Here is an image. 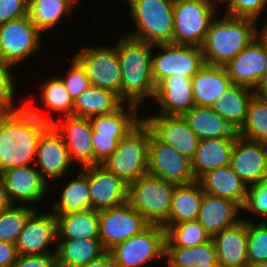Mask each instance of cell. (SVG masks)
Returning <instances> with one entry per match:
<instances>
[{
  "mask_svg": "<svg viewBox=\"0 0 267 267\" xmlns=\"http://www.w3.org/2000/svg\"><path fill=\"white\" fill-rule=\"evenodd\" d=\"M25 103L17 111L0 114V173L12 167L33 165L39 138L54 122L31 103Z\"/></svg>",
  "mask_w": 267,
  "mask_h": 267,
  "instance_id": "1",
  "label": "cell"
},
{
  "mask_svg": "<svg viewBox=\"0 0 267 267\" xmlns=\"http://www.w3.org/2000/svg\"><path fill=\"white\" fill-rule=\"evenodd\" d=\"M154 44L130 36L117 40V53L121 66V100L141 106L146 98H154L156 85L152 77Z\"/></svg>",
  "mask_w": 267,
  "mask_h": 267,
  "instance_id": "2",
  "label": "cell"
},
{
  "mask_svg": "<svg viewBox=\"0 0 267 267\" xmlns=\"http://www.w3.org/2000/svg\"><path fill=\"white\" fill-rule=\"evenodd\" d=\"M255 23L253 19L226 14L216 17L201 46L205 64L225 66L264 31L263 27L258 30Z\"/></svg>",
  "mask_w": 267,
  "mask_h": 267,
  "instance_id": "3",
  "label": "cell"
},
{
  "mask_svg": "<svg viewBox=\"0 0 267 267\" xmlns=\"http://www.w3.org/2000/svg\"><path fill=\"white\" fill-rule=\"evenodd\" d=\"M150 128L142 120L118 141L112 155L102 164L127 185L148 174Z\"/></svg>",
  "mask_w": 267,
  "mask_h": 267,
  "instance_id": "4",
  "label": "cell"
},
{
  "mask_svg": "<svg viewBox=\"0 0 267 267\" xmlns=\"http://www.w3.org/2000/svg\"><path fill=\"white\" fill-rule=\"evenodd\" d=\"M136 31L127 34L152 44L172 43V0H127Z\"/></svg>",
  "mask_w": 267,
  "mask_h": 267,
  "instance_id": "5",
  "label": "cell"
},
{
  "mask_svg": "<svg viewBox=\"0 0 267 267\" xmlns=\"http://www.w3.org/2000/svg\"><path fill=\"white\" fill-rule=\"evenodd\" d=\"M175 186L146 174L128 185L127 202L151 225L163 226L169 218Z\"/></svg>",
  "mask_w": 267,
  "mask_h": 267,
  "instance_id": "6",
  "label": "cell"
},
{
  "mask_svg": "<svg viewBox=\"0 0 267 267\" xmlns=\"http://www.w3.org/2000/svg\"><path fill=\"white\" fill-rule=\"evenodd\" d=\"M217 5L210 0L173 3V44L201 47L216 18Z\"/></svg>",
  "mask_w": 267,
  "mask_h": 267,
  "instance_id": "7",
  "label": "cell"
},
{
  "mask_svg": "<svg viewBox=\"0 0 267 267\" xmlns=\"http://www.w3.org/2000/svg\"><path fill=\"white\" fill-rule=\"evenodd\" d=\"M166 230L150 225L143 232L115 245L109 250L115 267H142L153 260L164 258Z\"/></svg>",
  "mask_w": 267,
  "mask_h": 267,
  "instance_id": "8",
  "label": "cell"
},
{
  "mask_svg": "<svg viewBox=\"0 0 267 267\" xmlns=\"http://www.w3.org/2000/svg\"><path fill=\"white\" fill-rule=\"evenodd\" d=\"M42 32L29 15L0 24V62L17 66L41 48Z\"/></svg>",
  "mask_w": 267,
  "mask_h": 267,
  "instance_id": "9",
  "label": "cell"
},
{
  "mask_svg": "<svg viewBox=\"0 0 267 267\" xmlns=\"http://www.w3.org/2000/svg\"><path fill=\"white\" fill-rule=\"evenodd\" d=\"M154 47L161 50L157 55L152 54V77L156 86L174 74L192 79L205 63L199 46L164 43Z\"/></svg>",
  "mask_w": 267,
  "mask_h": 267,
  "instance_id": "10",
  "label": "cell"
},
{
  "mask_svg": "<svg viewBox=\"0 0 267 267\" xmlns=\"http://www.w3.org/2000/svg\"><path fill=\"white\" fill-rule=\"evenodd\" d=\"M74 57L84 67L92 86L113 91L121 99V66L116 46L84 47Z\"/></svg>",
  "mask_w": 267,
  "mask_h": 267,
  "instance_id": "11",
  "label": "cell"
},
{
  "mask_svg": "<svg viewBox=\"0 0 267 267\" xmlns=\"http://www.w3.org/2000/svg\"><path fill=\"white\" fill-rule=\"evenodd\" d=\"M150 225L128 202L99 211V239L107 251Z\"/></svg>",
  "mask_w": 267,
  "mask_h": 267,
  "instance_id": "12",
  "label": "cell"
},
{
  "mask_svg": "<svg viewBox=\"0 0 267 267\" xmlns=\"http://www.w3.org/2000/svg\"><path fill=\"white\" fill-rule=\"evenodd\" d=\"M148 174L176 185L196 181L191 160L175 148L160 142L150 130L148 146Z\"/></svg>",
  "mask_w": 267,
  "mask_h": 267,
  "instance_id": "13",
  "label": "cell"
},
{
  "mask_svg": "<svg viewBox=\"0 0 267 267\" xmlns=\"http://www.w3.org/2000/svg\"><path fill=\"white\" fill-rule=\"evenodd\" d=\"M267 61V29L240 51L224 68L233 85L254 90Z\"/></svg>",
  "mask_w": 267,
  "mask_h": 267,
  "instance_id": "14",
  "label": "cell"
},
{
  "mask_svg": "<svg viewBox=\"0 0 267 267\" xmlns=\"http://www.w3.org/2000/svg\"><path fill=\"white\" fill-rule=\"evenodd\" d=\"M57 220L52 212L40 213L36 208L26 220L15 244L17 255H42L56 253ZM51 249V250H49Z\"/></svg>",
  "mask_w": 267,
  "mask_h": 267,
  "instance_id": "15",
  "label": "cell"
},
{
  "mask_svg": "<svg viewBox=\"0 0 267 267\" xmlns=\"http://www.w3.org/2000/svg\"><path fill=\"white\" fill-rule=\"evenodd\" d=\"M0 176L12 204L33 207L34 203L47 196L49 182L42 178L35 165L12 167L1 172Z\"/></svg>",
  "mask_w": 267,
  "mask_h": 267,
  "instance_id": "16",
  "label": "cell"
},
{
  "mask_svg": "<svg viewBox=\"0 0 267 267\" xmlns=\"http://www.w3.org/2000/svg\"><path fill=\"white\" fill-rule=\"evenodd\" d=\"M151 133L162 143L175 148L184 157L192 160L200 139L182 116L150 115L142 117Z\"/></svg>",
  "mask_w": 267,
  "mask_h": 267,
  "instance_id": "17",
  "label": "cell"
},
{
  "mask_svg": "<svg viewBox=\"0 0 267 267\" xmlns=\"http://www.w3.org/2000/svg\"><path fill=\"white\" fill-rule=\"evenodd\" d=\"M62 136L73 163L93 165L92 124L89 118L69 115L51 124Z\"/></svg>",
  "mask_w": 267,
  "mask_h": 267,
  "instance_id": "18",
  "label": "cell"
},
{
  "mask_svg": "<svg viewBox=\"0 0 267 267\" xmlns=\"http://www.w3.org/2000/svg\"><path fill=\"white\" fill-rule=\"evenodd\" d=\"M37 170L47 182L64 179V175L73 167L68 149L62 136L50 125L40 136L37 146ZM40 167V168H39Z\"/></svg>",
  "mask_w": 267,
  "mask_h": 267,
  "instance_id": "19",
  "label": "cell"
},
{
  "mask_svg": "<svg viewBox=\"0 0 267 267\" xmlns=\"http://www.w3.org/2000/svg\"><path fill=\"white\" fill-rule=\"evenodd\" d=\"M229 166L245 186H255L267 177V144L241 137L233 146Z\"/></svg>",
  "mask_w": 267,
  "mask_h": 267,
  "instance_id": "20",
  "label": "cell"
},
{
  "mask_svg": "<svg viewBox=\"0 0 267 267\" xmlns=\"http://www.w3.org/2000/svg\"><path fill=\"white\" fill-rule=\"evenodd\" d=\"M91 209L101 211L127 202L128 185L102 164L87 166Z\"/></svg>",
  "mask_w": 267,
  "mask_h": 267,
  "instance_id": "21",
  "label": "cell"
},
{
  "mask_svg": "<svg viewBox=\"0 0 267 267\" xmlns=\"http://www.w3.org/2000/svg\"><path fill=\"white\" fill-rule=\"evenodd\" d=\"M154 101L160 115L182 116L196 106L191 78L174 74L156 86Z\"/></svg>",
  "mask_w": 267,
  "mask_h": 267,
  "instance_id": "22",
  "label": "cell"
},
{
  "mask_svg": "<svg viewBox=\"0 0 267 267\" xmlns=\"http://www.w3.org/2000/svg\"><path fill=\"white\" fill-rule=\"evenodd\" d=\"M182 117L200 140L228 138L237 141L242 137L240 126L225 120L211 107L194 106Z\"/></svg>",
  "mask_w": 267,
  "mask_h": 267,
  "instance_id": "23",
  "label": "cell"
},
{
  "mask_svg": "<svg viewBox=\"0 0 267 267\" xmlns=\"http://www.w3.org/2000/svg\"><path fill=\"white\" fill-rule=\"evenodd\" d=\"M239 211L243 210L237 202L204 193L197 220L212 237L242 221Z\"/></svg>",
  "mask_w": 267,
  "mask_h": 267,
  "instance_id": "24",
  "label": "cell"
},
{
  "mask_svg": "<svg viewBox=\"0 0 267 267\" xmlns=\"http://www.w3.org/2000/svg\"><path fill=\"white\" fill-rule=\"evenodd\" d=\"M222 267H247V220L211 237Z\"/></svg>",
  "mask_w": 267,
  "mask_h": 267,
  "instance_id": "25",
  "label": "cell"
},
{
  "mask_svg": "<svg viewBox=\"0 0 267 267\" xmlns=\"http://www.w3.org/2000/svg\"><path fill=\"white\" fill-rule=\"evenodd\" d=\"M196 106L212 107L232 86L224 66L205 64L191 79Z\"/></svg>",
  "mask_w": 267,
  "mask_h": 267,
  "instance_id": "26",
  "label": "cell"
},
{
  "mask_svg": "<svg viewBox=\"0 0 267 267\" xmlns=\"http://www.w3.org/2000/svg\"><path fill=\"white\" fill-rule=\"evenodd\" d=\"M198 181L205 194L233 200L243 207L247 187L229 165L206 172Z\"/></svg>",
  "mask_w": 267,
  "mask_h": 267,
  "instance_id": "27",
  "label": "cell"
},
{
  "mask_svg": "<svg viewBox=\"0 0 267 267\" xmlns=\"http://www.w3.org/2000/svg\"><path fill=\"white\" fill-rule=\"evenodd\" d=\"M235 141L228 138L203 139L199 141L191 169L196 180L206 172L229 165Z\"/></svg>",
  "mask_w": 267,
  "mask_h": 267,
  "instance_id": "28",
  "label": "cell"
},
{
  "mask_svg": "<svg viewBox=\"0 0 267 267\" xmlns=\"http://www.w3.org/2000/svg\"><path fill=\"white\" fill-rule=\"evenodd\" d=\"M57 240V267H82L107 252L99 238Z\"/></svg>",
  "mask_w": 267,
  "mask_h": 267,
  "instance_id": "29",
  "label": "cell"
},
{
  "mask_svg": "<svg viewBox=\"0 0 267 267\" xmlns=\"http://www.w3.org/2000/svg\"><path fill=\"white\" fill-rule=\"evenodd\" d=\"M204 195L198 180L175 186L168 221L163 225L167 230L171 225L184 221L197 220Z\"/></svg>",
  "mask_w": 267,
  "mask_h": 267,
  "instance_id": "30",
  "label": "cell"
},
{
  "mask_svg": "<svg viewBox=\"0 0 267 267\" xmlns=\"http://www.w3.org/2000/svg\"><path fill=\"white\" fill-rule=\"evenodd\" d=\"M125 105L126 103H123L111 113L95 115L89 118L97 135L124 138L142 121V117L137 114L140 107L130 103L126 105L127 107Z\"/></svg>",
  "mask_w": 267,
  "mask_h": 267,
  "instance_id": "31",
  "label": "cell"
},
{
  "mask_svg": "<svg viewBox=\"0 0 267 267\" xmlns=\"http://www.w3.org/2000/svg\"><path fill=\"white\" fill-rule=\"evenodd\" d=\"M57 239L99 238V211L55 214Z\"/></svg>",
  "mask_w": 267,
  "mask_h": 267,
  "instance_id": "32",
  "label": "cell"
},
{
  "mask_svg": "<svg viewBox=\"0 0 267 267\" xmlns=\"http://www.w3.org/2000/svg\"><path fill=\"white\" fill-rule=\"evenodd\" d=\"M123 103L113 91L90 85L74 100L73 115L90 118L108 114Z\"/></svg>",
  "mask_w": 267,
  "mask_h": 267,
  "instance_id": "33",
  "label": "cell"
},
{
  "mask_svg": "<svg viewBox=\"0 0 267 267\" xmlns=\"http://www.w3.org/2000/svg\"><path fill=\"white\" fill-rule=\"evenodd\" d=\"M60 201L52 208L54 214H68L91 209L90 191L87 182V166L81 168L77 177L72 178L61 190Z\"/></svg>",
  "mask_w": 267,
  "mask_h": 267,
  "instance_id": "34",
  "label": "cell"
},
{
  "mask_svg": "<svg viewBox=\"0 0 267 267\" xmlns=\"http://www.w3.org/2000/svg\"><path fill=\"white\" fill-rule=\"evenodd\" d=\"M254 95V91L250 88L232 85L211 108L225 120L235 122L242 127L246 119L249 103Z\"/></svg>",
  "mask_w": 267,
  "mask_h": 267,
  "instance_id": "35",
  "label": "cell"
},
{
  "mask_svg": "<svg viewBox=\"0 0 267 267\" xmlns=\"http://www.w3.org/2000/svg\"><path fill=\"white\" fill-rule=\"evenodd\" d=\"M76 3L75 0H28V15L45 34L61 21L63 15L71 13Z\"/></svg>",
  "mask_w": 267,
  "mask_h": 267,
  "instance_id": "36",
  "label": "cell"
},
{
  "mask_svg": "<svg viewBox=\"0 0 267 267\" xmlns=\"http://www.w3.org/2000/svg\"><path fill=\"white\" fill-rule=\"evenodd\" d=\"M164 258L168 267H198L218 263L215 246L212 240L205 244L180 248L165 247Z\"/></svg>",
  "mask_w": 267,
  "mask_h": 267,
  "instance_id": "37",
  "label": "cell"
},
{
  "mask_svg": "<svg viewBox=\"0 0 267 267\" xmlns=\"http://www.w3.org/2000/svg\"><path fill=\"white\" fill-rule=\"evenodd\" d=\"M59 76L60 73L58 76H49L41 85L38 96L49 114H61V117L73 115L74 101Z\"/></svg>",
  "mask_w": 267,
  "mask_h": 267,
  "instance_id": "38",
  "label": "cell"
},
{
  "mask_svg": "<svg viewBox=\"0 0 267 267\" xmlns=\"http://www.w3.org/2000/svg\"><path fill=\"white\" fill-rule=\"evenodd\" d=\"M211 240L198 220L184 221L171 225L166 230L165 247L188 248L199 246Z\"/></svg>",
  "mask_w": 267,
  "mask_h": 267,
  "instance_id": "39",
  "label": "cell"
},
{
  "mask_svg": "<svg viewBox=\"0 0 267 267\" xmlns=\"http://www.w3.org/2000/svg\"><path fill=\"white\" fill-rule=\"evenodd\" d=\"M241 135L245 139L267 144V98L253 96L241 127Z\"/></svg>",
  "mask_w": 267,
  "mask_h": 267,
  "instance_id": "40",
  "label": "cell"
},
{
  "mask_svg": "<svg viewBox=\"0 0 267 267\" xmlns=\"http://www.w3.org/2000/svg\"><path fill=\"white\" fill-rule=\"evenodd\" d=\"M36 209L29 205L12 204L0 212V241L16 244L29 215Z\"/></svg>",
  "mask_w": 267,
  "mask_h": 267,
  "instance_id": "41",
  "label": "cell"
},
{
  "mask_svg": "<svg viewBox=\"0 0 267 267\" xmlns=\"http://www.w3.org/2000/svg\"><path fill=\"white\" fill-rule=\"evenodd\" d=\"M247 220V261L248 264L267 262V221L255 223Z\"/></svg>",
  "mask_w": 267,
  "mask_h": 267,
  "instance_id": "42",
  "label": "cell"
},
{
  "mask_svg": "<svg viewBox=\"0 0 267 267\" xmlns=\"http://www.w3.org/2000/svg\"><path fill=\"white\" fill-rule=\"evenodd\" d=\"M13 66L0 62V114L11 113L24 106H14L15 91L17 87L14 80ZM18 107V108H17Z\"/></svg>",
  "mask_w": 267,
  "mask_h": 267,
  "instance_id": "43",
  "label": "cell"
},
{
  "mask_svg": "<svg viewBox=\"0 0 267 267\" xmlns=\"http://www.w3.org/2000/svg\"><path fill=\"white\" fill-rule=\"evenodd\" d=\"M246 212L255 213L267 221V177L255 186L247 188L246 200L242 207Z\"/></svg>",
  "mask_w": 267,
  "mask_h": 267,
  "instance_id": "44",
  "label": "cell"
},
{
  "mask_svg": "<svg viewBox=\"0 0 267 267\" xmlns=\"http://www.w3.org/2000/svg\"><path fill=\"white\" fill-rule=\"evenodd\" d=\"M71 66L65 76H60L73 101L91 84L81 63L72 56Z\"/></svg>",
  "mask_w": 267,
  "mask_h": 267,
  "instance_id": "45",
  "label": "cell"
},
{
  "mask_svg": "<svg viewBox=\"0 0 267 267\" xmlns=\"http://www.w3.org/2000/svg\"><path fill=\"white\" fill-rule=\"evenodd\" d=\"M227 5L226 15L258 21L262 11L267 8V0H228ZM263 28L267 29V21Z\"/></svg>",
  "mask_w": 267,
  "mask_h": 267,
  "instance_id": "46",
  "label": "cell"
},
{
  "mask_svg": "<svg viewBox=\"0 0 267 267\" xmlns=\"http://www.w3.org/2000/svg\"><path fill=\"white\" fill-rule=\"evenodd\" d=\"M120 139L122 138L97 135L92 130L93 165L103 164L112 155Z\"/></svg>",
  "mask_w": 267,
  "mask_h": 267,
  "instance_id": "47",
  "label": "cell"
},
{
  "mask_svg": "<svg viewBox=\"0 0 267 267\" xmlns=\"http://www.w3.org/2000/svg\"><path fill=\"white\" fill-rule=\"evenodd\" d=\"M28 15V0H0V24Z\"/></svg>",
  "mask_w": 267,
  "mask_h": 267,
  "instance_id": "48",
  "label": "cell"
},
{
  "mask_svg": "<svg viewBox=\"0 0 267 267\" xmlns=\"http://www.w3.org/2000/svg\"><path fill=\"white\" fill-rule=\"evenodd\" d=\"M13 267H57L56 253L18 255Z\"/></svg>",
  "mask_w": 267,
  "mask_h": 267,
  "instance_id": "49",
  "label": "cell"
},
{
  "mask_svg": "<svg viewBox=\"0 0 267 267\" xmlns=\"http://www.w3.org/2000/svg\"><path fill=\"white\" fill-rule=\"evenodd\" d=\"M17 256L15 244L0 241V267H13Z\"/></svg>",
  "mask_w": 267,
  "mask_h": 267,
  "instance_id": "50",
  "label": "cell"
},
{
  "mask_svg": "<svg viewBox=\"0 0 267 267\" xmlns=\"http://www.w3.org/2000/svg\"><path fill=\"white\" fill-rule=\"evenodd\" d=\"M82 267H115V265L111 253L107 251L101 257L92 260Z\"/></svg>",
  "mask_w": 267,
  "mask_h": 267,
  "instance_id": "51",
  "label": "cell"
},
{
  "mask_svg": "<svg viewBox=\"0 0 267 267\" xmlns=\"http://www.w3.org/2000/svg\"><path fill=\"white\" fill-rule=\"evenodd\" d=\"M253 91L256 96L267 98V61L265 71Z\"/></svg>",
  "mask_w": 267,
  "mask_h": 267,
  "instance_id": "52",
  "label": "cell"
},
{
  "mask_svg": "<svg viewBox=\"0 0 267 267\" xmlns=\"http://www.w3.org/2000/svg\"><path fill=\"white\" fill-rule=\"evenodd\" d=\"M12 205L10 202L4 182L0 176V212L9 208Z\"/></svg>",
  "mask_w": 267,
  "mask_h": 267,
  "instance_id": "53",
  "label": "cell"
},
{
  "mask_svg": "<svg viewBox=\"0 0 267 267\" xmlns=\"http://www.w3.org/2000/svg\"><path fill=\"white\" fill-rule=\"evenodd\" d=\"M247 267H267V262L248 264Z\"/></svg>",
  "mask_w": 267,
  "mask_h": 267,
  "instance_id": "54",
  "label": "cell"
},
{
  "mask_svg": "<svg viewBox=\"0 0 267 267\" xmlns=\"http://www.w3.org/2000/svg\"><path fill=\"white\" fill-rule=\"evenodd\" d=\"M198 267H222L219 263L205 264Z\"/></svg>",
  "mask_w": 267,
  "mask_h": 267,
  "instance_id": "55",
  "label": "cell"
},
{
  "mask_svg": "<svg viewBox=\"0 0 267 267\" xmlns=\"http://www.w3.org/2000/svg\"><path fill=\"white\" fill-rule=\"evenodd\" d=\"M210 1L213 2L214 4L220 5L221 3L222 4L227 3L228 0H210Z\"/></svg>",
  "mask_w": 267,
  "mask_h": 267,
  "instance_id": "56",
  "label": "cell"
},
{
  "mask_svg": "<svg viewBox=\"0 0 267 267\" xmlns=\"http://www.w3.org/2000/svg\"><path fill=\"white\" fill-rule=\"evenodd\" d=\"M181 1H189V0H172L173 3L181 2Z\"/></svg>",
  "mask_w": 267,
  "mask_h": 267,
  "instance_id": "57",
  "label": "cell"
}]
</instances>
